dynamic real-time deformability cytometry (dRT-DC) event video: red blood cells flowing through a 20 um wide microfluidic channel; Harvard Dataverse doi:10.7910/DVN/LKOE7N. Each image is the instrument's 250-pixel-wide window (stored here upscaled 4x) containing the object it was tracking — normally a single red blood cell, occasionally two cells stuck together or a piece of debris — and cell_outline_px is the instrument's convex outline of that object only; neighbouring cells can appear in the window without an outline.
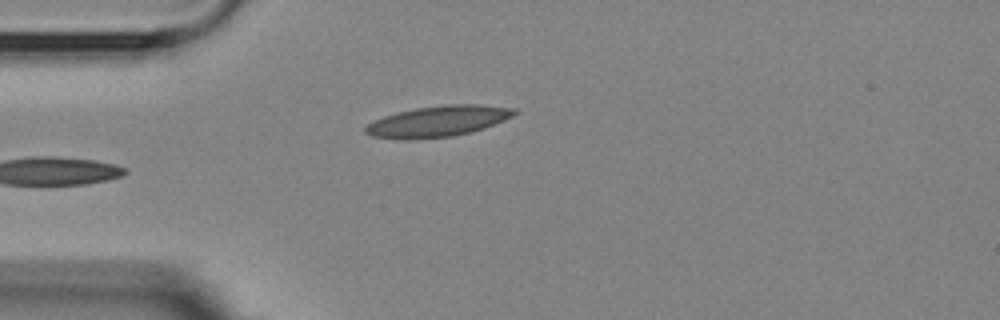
{"species": "Egyptian fruit bat (a non-hibernating species)", "species_latin": "Rousettus aegyptiacus", "temperature_condition": "room temperature", "stored_images_in_passage": 3, "camera_frame_rate_fps": 3000, "um_per_image_px": 0.085, "animal": {"sex": "female"}, "frame": {"image": 1, "passage_image": 3, "time_ms": 2.333, "image_size_px": [1000, 320], "cell_outline_px": [[520, 112], [504, 120], [484, 128], [452, 136], [412, 140], [404, 140], [372, 136], [364, 132], [364, 128], [368, 124], [384, 116], [396, 112], [416, 108], [448, 104], [480, 104], [516, 108]], "centroid_in_image_um": [37.24, 10.3], "position_along_channel_um": 47.8, "area_um2": 26.88}}